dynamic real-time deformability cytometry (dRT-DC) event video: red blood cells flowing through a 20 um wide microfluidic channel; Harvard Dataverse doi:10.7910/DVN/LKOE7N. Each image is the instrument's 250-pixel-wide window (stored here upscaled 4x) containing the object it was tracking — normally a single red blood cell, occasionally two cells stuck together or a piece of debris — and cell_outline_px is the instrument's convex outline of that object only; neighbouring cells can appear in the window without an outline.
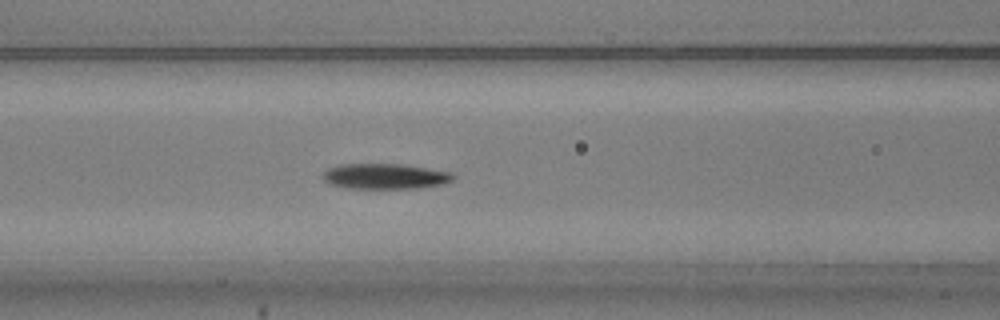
{"species": "common noctule bat (a hibernating species)", "species_latin": "Nyctalus noctula", "temperature_condition": "warm", "stored_images_in_passage": 54, "camera_frame_rate_fps": 3000, "um_per_image_px": 0.085, "animal": {"sex": "male", "body_mass_g": 20.5, "forearm_length_mm": 52.5}, "frame": {"image": 1, "passage_image": 22, "time_ms": 7.0, "image_size_px": [1000, 320], "cell_outline_px": [[456, 176], [452, 180], [440, 184], [420, 188], [348, 188], [328, 184], [324, 180], [324, 172], [328, 168], [340, 164], [400, 164], [452, 172]], "centroid_in_image_um": [32.72, 14.98], "position_along_channel_um": 133.9, "area_um2": 19.19}}
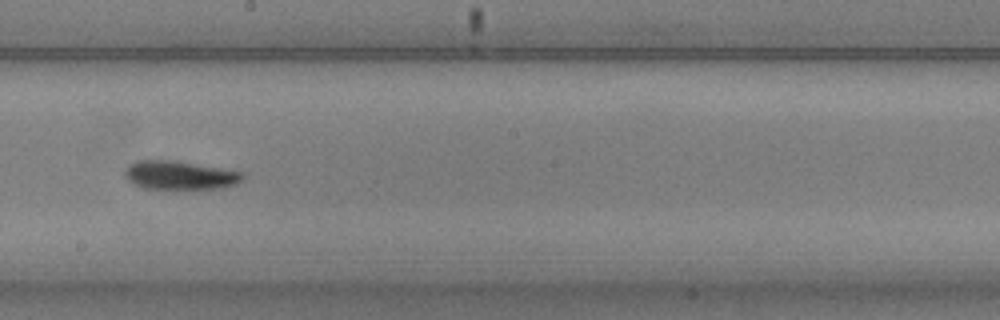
{"frame": {"image": 2, "passage_image": 30, "time_ms": 9.667, "image_size_px": [1000, 320], "cell_outline_px": [[244, 180], [236, 184], [224, 188], [144, 188], [132, 184], [124, 176], [124, 172], [128, 164], [140, 160], [168, 160], [244, 172]], "centroid_in_image_um": [15.27, 14.9], "position_along_channel_um": 232.9, "area_um2": 19.42}}
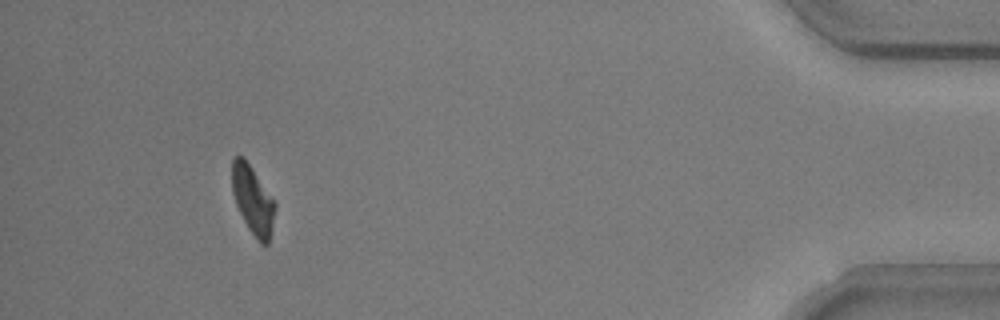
{"frame": {"image": 3, "passage_image": 50, "time_ms": 16.333, "image_size_px": [1000, 320], "cell_outline_px": [[276, 208], [272, 228], [268, 244], [260, 244], [256, 240], [248, 228], [236, 204], [232, 192], [232, 160], [236, 156], [244, 156], [276, 204]], "centroid_in_image_um": [21.48, 17.01], "position_along_channel_um": 413.7, "area_um2": 16.99}, "authors_computed_cell_mechanics": {"area_um2": 18.785, "velocity_mm_per_s": 3.7168, "shape_relaxation_time_tau1_ms": 5.2358, "shape_relaxation_time_tau2_ms": 3.9336, "deformation_change_tau1": 0.1508, "deformation_change_tau2": 0.0814}}